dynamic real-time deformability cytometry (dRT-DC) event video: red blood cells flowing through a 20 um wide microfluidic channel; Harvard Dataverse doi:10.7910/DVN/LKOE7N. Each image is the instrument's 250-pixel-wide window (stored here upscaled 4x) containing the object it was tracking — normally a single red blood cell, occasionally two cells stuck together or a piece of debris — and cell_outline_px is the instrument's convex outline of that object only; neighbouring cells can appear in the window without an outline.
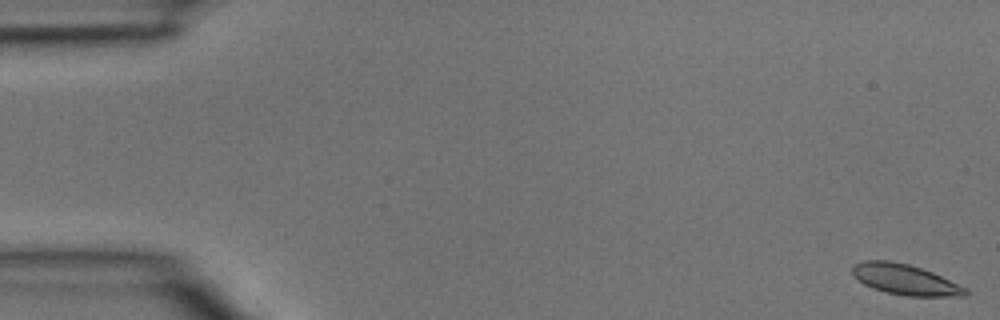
{"species": "common noctule bat (a hibernating species)", "species_latin": "Nyctalus noctula", "temperature_condition": "room temperature", "stored_images_in_passage": 46, "camera_frame_rate_fps": 3000, "um_per_image_px": 0.085, "animal": {"sex": "male", "body_mass_g": 15.6}, "frame": {"image": 1, "passage_image": 1, "time_ms": 0.0, "image_size_px": [1000, 320], "cell_outline_px": [[968, 292], [964, 296], [908, 296], [888, 292], [872, 288], [856, 280], [852, 276], [852, 264], [864, 260], [888, 260], [908, 264], [932, 272], [968, 288]], "centroid_in_image_um": [76.89, 23.75], "position_along_channel_um": 8.1, "area_um2": 20.17}}
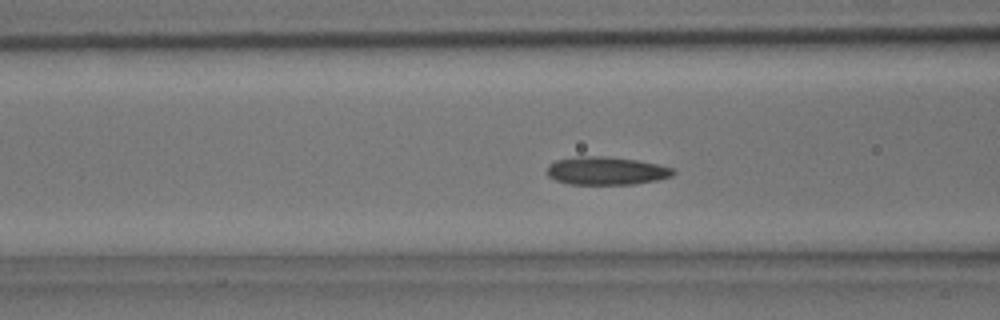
{"frame": {"image": 2, "passage_image": 18, "time_ms": 5.667, "image_size_px": [1000, 320], "cell_outline_px": [[676, 172], [672, 176], [656, 180], [632, 184], [568, 184], [556, 180], [548, 176], [548, 164], [556, 160], [580, 156], [604, 156], [636, 160], [676, 168]], "centroid_in_image_um": [51.54, 14.52], "position_along_channel_um": 115.1, "area_um2": 20.58}}
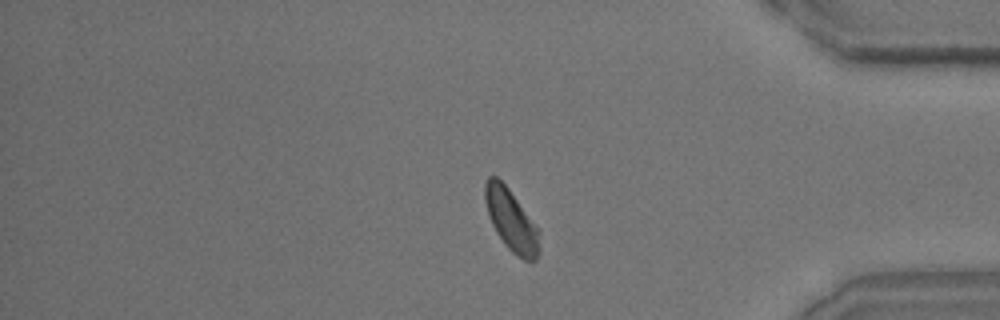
{"frame": {"image": 3, "passage_image": 39, "time_ms": 12.667, "image_size_px": [1000, 320], "cell_outline_px": [[540, 252], [536, 260], [524, 260], [516, 256], [504, 244], [496, 232], [492, 224], [484, 200], [484, 184], [488, 176], [496, 176], [508, 188], [540, 232]], "centroid_in_image_um": [43.45, 18.75], "position_along_channel_um": 391.7, "area_um2": 19.42}}